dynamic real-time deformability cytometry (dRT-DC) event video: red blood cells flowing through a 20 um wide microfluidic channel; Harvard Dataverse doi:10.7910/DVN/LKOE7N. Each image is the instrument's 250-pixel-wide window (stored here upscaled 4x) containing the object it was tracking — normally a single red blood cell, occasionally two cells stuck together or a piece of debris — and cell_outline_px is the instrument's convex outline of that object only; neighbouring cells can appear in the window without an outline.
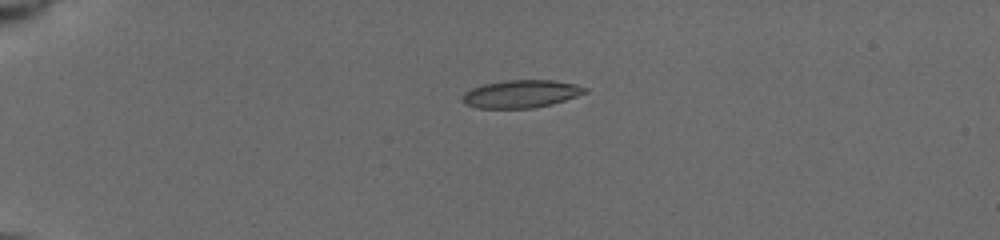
{"species": "common noctule bat (a hibernating species)", "species_latin": "Nyctalus noctula", "temperature_condition": "cold", "stored_images_in_passage": 42, "camera_frame_rate_fps": 3000, "um_per_image_px": 0.085, "animal": {"sex": "female", "body_mass_g": 19.5, "forearm_length_mm": 54.1}, "frame": {"image": 1, "passage_image": 1, "time_ms": 0.0, "image_size_px": [1000, 240], "cell_outline_px": [[588, 92], [552, 104], [532, 108], [480, 108], [464, 104], [460, 96], [464, 92], [472, 88], [484, 84], [504, 80], [552, 80], [576, 84], [588, 88]], "centroid_in_image_um": [44.27, 7.98], "position_along_channel_um": 40.7, "area_um2": 19.88}}
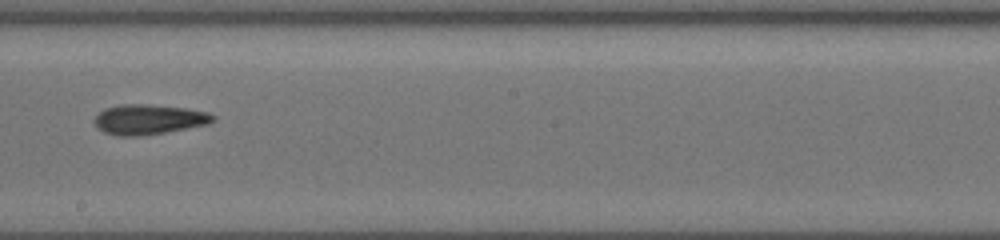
{"frame": {"image": 2, "passage_image": 20, "time_ms": 6.333, "image_size_px": [1000, 240], "cell_outline_px": [[216, 120], [208, 124], [164, 132], [136, 136], [120, 136], [104, 132], [92, 120], [104, 108], [120, 104], [148, 104], [184, 108], [208, 112], [216, 116]], "centroid_in_image_um": [12.65, 10.14], "position_along_channel_um": 235.5, "area_um2": 20.58}}
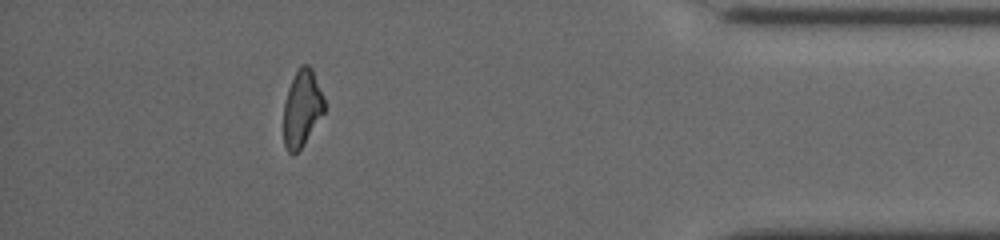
{"frame": {"image": 3, "passage_image": 37, "time_ms": 11.667, "image_size_px": [1000, 240], "cell_outline_px": [[324, 112], [304, 144], [292, 156], [288, 152], [284, 144], [284, 104], [288, 88], [300, 64], [308, 64], [312, 68], [324, 96]], "centroid_in_image_um": [25.67, 9.2], "position_along_channel_um": 409.5, "area_um2": 18.15}, "authors_computed_cell_mechanics": {"area_um2": 19.652, "velocity_mm_per_s": 3.9435, "shape_relaxation_time_tau1_ms": 4.9815, "shape_relaxation_time_tau2_ms": 2.712, "deformation_change_tau1": 0.1575, "deformation_change_tau2": 0.1098}}